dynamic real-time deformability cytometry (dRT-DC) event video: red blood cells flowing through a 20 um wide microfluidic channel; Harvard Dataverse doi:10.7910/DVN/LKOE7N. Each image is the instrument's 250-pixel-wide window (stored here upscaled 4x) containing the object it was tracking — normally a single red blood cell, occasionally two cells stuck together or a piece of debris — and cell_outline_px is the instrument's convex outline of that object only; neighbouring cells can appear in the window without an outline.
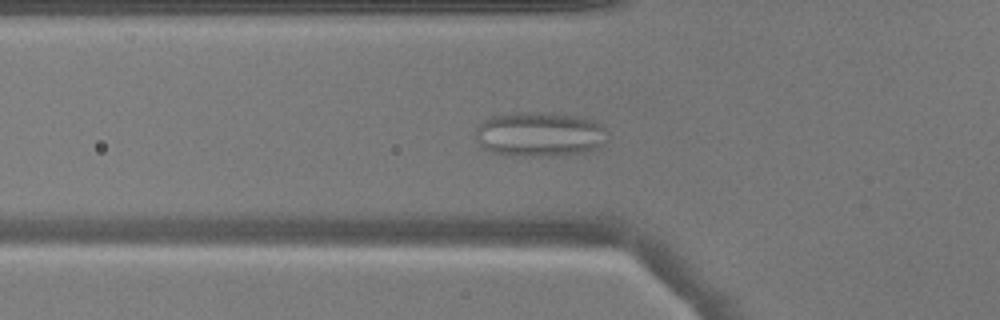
{"species": "common noctule bat (a hibernating species)", "species_latin": "Nyctalus noctula", "temperature_condition": "warm", "stored_images_in_passage": 50, "camera_frame_rate_fps": 3000, "um_per_image_px": 0.085, "animal": {"sex": "male", "body_mass_g": 17.9}, "frame": {"image": 1, "passage_image": 17, "time_ms": 5.333, "image_size_px": [1000, 320], "cell_outline_px": [[608, 140], [604, 144], [596, 148], [584, 152], [560, 156], [508, 156], [492, 152], [484, 148], [476, 140], [476, 128], [484, 120], [492, 116], [504, 112], [536, 112], [580, 116], [604, 124]], "centroid_in_image_um": [45.88, 11.41], "position_along_channel_um": 79.9, "area_um2": 35.03}}
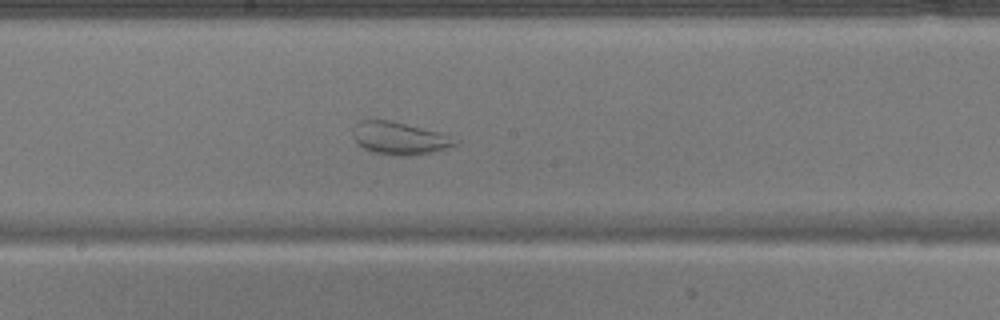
{"frame": {"image": 2, "passage_image": 27, "time_ms": 8.667, "image_size_px": [1000, 320], "cell_outline_px": [[460, 144], [412, 156], [404, 156], [372, 152], [364, 148], [352, 136], [352, 128], [360, 120], [388, 120], [436, 132], [460, 140]], "centroid_in_image_um": [33.92, 11.75], "position_along_channel_um": 214.3, "area_um2": 18.9}}
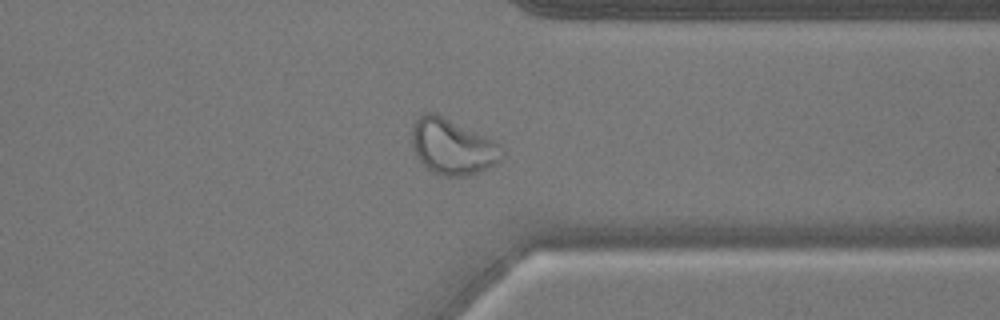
{"frame": {"image": 3, "passage_image": 39, "time_ms": 12.667, "image_size_px": [1000, 320], "cell_outline_px": [[504, 156], [496, 164], [476, 172], [464, 176], [448, 176], [432, 172], [420, 160], [412, 148], [412, 128], [416, 120], [424, 112], [436, 112], [500, 144], [504, 148]], "centroid_in_image_um": [38.46, 12.45], "position_along_channel_um": 372.9, "area_um2": 28.96}}